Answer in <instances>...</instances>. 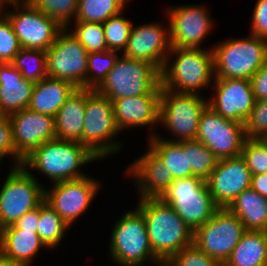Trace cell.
<instances>
[{
    "label": "cell",
    "instance_id": "obj_5",
    "mask_svg": "<svg viewBox=\"0 0 267 266\" xmlns=\"http://www.w3.org/2000/svg\"><path fill=\"white\" fill-rule=\"evenodd\" d=\"M230 39L212 49L215 78L249 79L267 61V39L250 34Z\"/></svg>",
    "mask_w": 267,
    "mask_h": 266
},
{
    "label": "cell",
    "instance_id": "obj_38",
    "mask_svg": "<svg viewBox=\"0 0 267 266\" xmlns=\"http://www.w3.org/2000/svg\"><path fill=\"white\" fill-rule=\"evenodd\" d=\"M241 156L252 175L267 173V142L263 138L246 137Z\"/></svg>",
    "mask_w": 267,
    "mask_h": 266
},
{
    "label": "cell",
    "instance_id": "obj_13",
    "mask_svg": "<svg viewBox=\"0 0 267 266\" xmlns=\"http://www.w3.org/2000/svg\"><path fill=\"white\" fill-rule=\"evenodd\" d=\"M245 139L244 124L222 117L208 105L202 111L195 140L219 160L241 155Z\"/></svg>",
    "mask_w": 267,
    "mask_h": 266
},
{
    "label": "cell",
    "instance_id": "obj_42",
    "mask_svg": "<svg viewBox=\"0 0 267 266\" xmlns=\"http://www.w3.org/2000/svg\"><path fill=\"white\" fill-rule=\"evenodd\" d=\"M14 157L15 166H22L23 159L16 153L9 115L0 114V159Z\"/></svg>",
    "mask_w": 267,
    "mask_h": 266
},
{
    "label": "cell",
    "instance_id": "obj_49",
    "mask_svg": "<svg viewBox=\"0 0 267 266\" xmlns=\"http://www.w3.org/2000/svg\"><path fill=\"white\" fill-rule=\"evenodd\" d=\"M156 264H158V266H173L169 260H160Z\"/></svg>",
    "mask_w": 267,
    "mask_h": 266
},
{
    "label": "cell",
    "instance_id": "obj_17",
    "mask_svg": "<svg viewBox=\"0 0 267 266\" xmlns=\"http://www.w3.org/2000/svg\"><path fill=\"white\" fill-rule=\"evenodd\" d=\"M167 13L171 47L199 49L213 25L205 7L182 5Z\"/></svg>",
    "mask_w": 267,
    "mask_h": 266
},
{
    "label": "cell",
    "instance_id": "obj_50",
    "mask_svg": "<svg viewBox=\"0 0 267 266\" xmlns=\"http://www.w3.org/2000/svg\"><path fill=\"white\" fill-rule=\"evenodd\" d=\"M263 139L267 142V134L265 135V137Z\"/></svg>",
    "mask_w": 267,
    "mask_h": 266
},
{
    "label": "cell",
    "instance_id": "obj_48",
    "mask_svg": "<svg viewBox=\"0 0 267 266\" xmlns=\"http://www.w3.org/2000/svg\"><path fill=\"white\" fill-rule=\"evenodd\" d=\"M29 0H0V5L2 9L4 8V5L6 4H17V3H27Z\"/></svg>",
    "mask_w": 267,
    "mask_h": 266
},
{
    "label": "cell",
    "instance_id": "obj_40",
    "mask_svg": "<svg viewBox=\"0 0 267 266\" xmlns=\"http://www.w3.org/2000/svg\"><path fill=\"white\" fill-rule=\"evenodd\" d=\"M247 138H264L267 134V99L257 100L244 123Z\"/></svg>",
    "mask_w": 267,
    "mask_h": 266
},
{
    "label": "cell",
    "instance_id": "obj_20",
    "mask_svg": "<svg viewBox=\"0 0 267 266\" xmlns=\"http://www.w3.org/2000/svg\"><path fill=\"white\" fill-rule=\"evenodd\" d=\"M171 50L169 28L165 29L160 24L150 23L132 26L128 43L124 53L125 57L145 61L153 64L159 71Z\"/></svg>",
    "mask_w": 267,
    "mask_h": 266
},
{
    "label": "cell",
    "instance_id": "obj_9",
    "mask_svg": "<svg viewBox=\"0 0 267 266\" xmlns=\"http://www.w3.org/2000/svg\"><path fill=\"white\" fill-rule=\"evenodd\" d=\"M23 166H14L0 189V229L14 224L45 200V188Z\"/></svg>",
    "mask_w": 267,
    "mask_h": 266
},
{
    "label": "cell",
    "instance_id": "obj_1",
    "mask_svg": "<svg viewBox=\"0 0 267 266\" xmlns=\"http://www.w3.org/2000/svg\"><path fill=\"white\" fill-rule=\"evenodd\" d=\"M137 209L144 215L151 249L159 260L168 261L193 243V232L171 205L160 198H143Z\"/></svg>",
    "mask_w": 267,
    "mask_h": 266
},
{
    "label": "cell",
    "instance_id": "obj_23",
    "mask_svg": "<svg viewBox=\"0 0 267 266\" xmlns=\"http://www.w3.org/2000/svg\"><path fill=\"white\" fill-rule=\"evenodd\" d=\"M34 86L11 63H0V114L11 115L27 109Z\"/></svg>",
    "mask_w": 267,
    "mask_h": 266
},
{
    "label": "cell",
    "instance_id": "obj_10",
    "mask_svg": "<svg viewBox=\"0 0 267 266\" xmlns=\"http://www.w3.org/2000/svg\"><path fill=\"white\" fill-rule=\"evenodd\" d=\"M245 231L244 224L234 213L228 208H218L193 232V244L224 265Z\"/></svg>",
    "mask_w": 267,
    "mask_h": 266
},
{
    "label": "cell",
    "instance_id": "obj_36",
    "mask_svg": "<svg viewBox=\"0 0 267 266\" xmlns=\"http://www.w3.org/2000/svg\"><path fill=\"white\" fill-rule=\"evenodd\" d=\"M120 15L121 13L112 16L102 23L105 41L110 51L124 52L133 26L129 20Z\"/></svg>",
    "mask_w": 267,
    "mask_h": 266
},
{
    "label": "cell",
    "instance_id": "obj_4",
    "mask_svg": "<svg viewBox=\"0 0 267 266\" xmlns=\"http://www.w3.org/2000/svg\"><path fill=\"white\" fill-rule=\"evenodd\" d=\"M95 90L110 101L145 94H161L160 71L151 63L122 55Z\"/></svg>",
    "mask_w": 267,
    "mask_h": 266
},
{
    "label": "cell",
    "instance_id": "obj_12",
    "mask_svg": "<svg viewBox=\"0 0 267 266\" xmlns=\"http://www.w3.org/2000/svg\"><path fill=\"white\" fill-rule=\"evenodd\" d=\"M88 54L67 28H63L46 50L47 76L87 88Z\"/></svg>",
    "mask_w": 267,
    "mask_h": 266
},
{
    "label": "cell",
    "instance_id": "obj_41",
    "mask_svg": "<svg viewBox=\"0 0 267 266\" xmlns=\"http://www.w3.org/2000/svg\"><path fill=\"white\" fill-rule=\"evenodd\" d=\"M169 261L173 266H223L193 243L177 252Z\"/></svg>",
    "mask_w": 267,
    "mask_h": 266
},
{
    "label": "cell",
    "instance_id": "obj_8",
    "mask_svg": "<svg viewBox=\"0 0 267 266\" xmlns=\"http://www.w3.org/2000/svg\"><path fill=\"white\" fill-rule=\"evenodd\" d=\"M110 241V255L122 266H139L147 259L160 261L153 253L146 230L144 215L128 211L116 222Z\"/></svg>",
    "mask_w": 267,
    "mask_h": 266
},
{
    "label": "cell",
    "instance_id": "obj_14",
    "mask_svg": "<svg viewBox=\"0 0 267 266\" xmlns=\"http://www.w3.org/2000/svg\"><path fill=\"white\" fill-rule=\"evenodd\" d=\"M10 5L15 6L17 10L10 14L6 12L5 16L11 22L21 47L46 51L55 42L63 27L29 2ZM19 7L24 11L19 10Z\"/></svg>",
    "mask_w": 267,
    "mask_h": 266
},
{
    "label": "cell",
    "instance_id": "obj_39",
    "mask_svg": "<svg viewBox=\"0 0 267 266\" xmlns=\"http://www.w3.org/2000/svg\"><path fill=\"white\" fill-rule=\"evenodd\" d=\"M0 63H11L22 49L9 19L0 13Z\"/></svg>",
    "mask_w": 267,
    "mask_h": 266
},
{
    "label": "cell",
    "instance_id": "obj_29",
    "mask_svg": "<svg viewBox=\"0 0 267 266\" xmlns=\"http://www.w3.org/2000/svg\"><path fill=\"white\" fill-rule=\"evenodd\" d=\"M152 134L148 139L150 148L160 157L162 162L171 171L174 179L194 176L189 165L188 152H185V141L173 142L171 139H162Z\"/></svg>",
    "mask_w": 267,
    "mask_h": 266
},
{
    "label": "cell",
    "instance_id": "obj_35",
    "mask_svg": "<svg viewBox=\"0 0 267 266\" xmlns=\"http://www.w3.org/2000/svg\"><path fill=\"white\" fill-rule=\"evenodd\" d=\"M28 2L67 29L71 17H75L77 13L78 0H29Z\"/></svg>",
    "mask_w": 267,
    "mask_h": 266
},
{
    "label": "cell",
    "instance_id": "obj_6",
    "mask_svg": "<svg viewBox=\"0 0 267 266\" xmlns=\"http://www.w3.org/2000/svg\"><path fill=\"white\" fill-rule=\"evenodd\" d=\"M159 198L173 207L192 232L206 223L219 208L206 180L197 176L175 179Z\"/></svg>",
    "mask_w": 267,
    "mask_h": 266
},
{
    "label": "cell",
    "instance_id": "obj_34",
    "mask_svg": "<svg viewBox=\"0 0 267 266\" xmlns=\"http://www.w3.org/2000/svg\"><path fill=\"white\" fill-rule=\"evenodd\" d=\"M117 54L110 50L88 54L87 88L96 89L102 83L115 66L119 58Z\"/></svg>",
    "mask_w": 267,
    "mask_h": 266
},
{
    "label": "cell",
    "instance_id": "obj_44",
    "mask_svg": "<svg viewBox=\"0 0 267 266\" xmlns=\"http://www.w3.org/2000/svg\"><path fill=\"white\" fill-rule=\"evenodd\" d=\"M250 82L256 101L267 99V61L260 70L250 78Z\"/></svg>",
    "mask_w": 267,
    "mask_h": 266
},
{
    "label": "cell",
    "instance_id": "obj_16",
    "mask_svg": "<svg viewBox=\"0 0 267 266\" xmlns=\"http://www.w3.org/2000/svg\"><path fill=\"white\" fill-rule=\"evenodd\" d=\"M251 171L239 155L220 159L206 179L209 192L219 208H227L233 200L251 186Z\"/></svg>",
    "mask_w": 267,
    "mask_h": 266
},
{
    "label": "cell",
    "instance_id": "obj_32",
    "mask_svg": "<svg viewBox=\"0 0 267 266\" xmlns=\"http://www.w3.org/2000/svg\"><path fill=\"white\" fill-rule=\"evenodd\" d=\"M11 64L21 72L24 79L34 83L47 77L46 51L22 48Z\"/></svg>",
    "mask_w": 267,
    "mask_h": 266
},
{
    "label": "cell",
    "instance_id": "obj_22",
    "mask_svg": "<svg viewBox=\"0 0 267 266\" xmlns=\"http://www.w3.org/2000/svg\"><path fill=\"white\" fill-rule=\"evenodd\" d=\"M160 96L161 94H145L113 100L119 130L159 123Z\"/></svg>",
    "mask_w": 267,
    "mask_h": 266
},
{
    "label": "cell",
    "instance_id": "obj_24",
    "mask_svg": "<svg viewBox=\"0 0 267 266\" xmlns=\"http://www.w3.org/2000/svg\"><path fill=\"white\" fill-rule=\"evenodd\" d=\"M41 247H46L37 232L17 228L14 224L0 229V255L13 262L30 266Z\"/></svg>",
    "mask_w": 267,
    "mask_h": 266
},
{
    "label": "cell",
    "instance_id": "obj_11",
    "mask_svg": "<svg viewBox=\"0 0 267 266\" xmlns=\"http://www.w3.org/2000/svg\"><path fill=\"white\" fill-rule=\"evenodd\" d=\"M208 101L199 94L178 93L162 88L159 123L176 134L173 142L195 140L199 118Z\"/></svg>",
    "mask_w": 267,
    "mask_h": 266
},
{
    "label": "cell",
    "instance_id": "obj_33",
    "mask_svg": "<svg viewBox=\"0 0 267 266\" xmlns=\"http://www.w3.org/2000/svg\"><path fill=\"white\" fill-rule=\"evenodd\" d=\"M192 174L206 180L216 168L218 158L200 141H185Z\"/></svg>",
    "mask_w": 267,
    "mask_h": 266
},
{
    "label": "cell",
    "instance_id": "obj_31",
    "mask_svg": "<svg viewBox=\"0 0 267 266\" xmlns=\"http://www.w3.org/2000/svg\"><path fill=\"white\" fill-rule=\"evenodd\" d=\"M69 225L45 201L40 205L37 233L46 248H54L62 240Z\"/></svg>",
    "mask_w": 267,
    "mask_h": 266
},
{
    "label": "cell",
    "instance_id": "obj_30",
    "mask_svg": "<svg viewBox=\"0 0 267 266\" xmlns=\"http://www.w3.org/2000/svg\"><path fill=\"white\" fill-rule=\"evenodd\" d=\"M127 0H78L75 22L103 23L122 13Z\"/></svg>",
    "mask_w": 267,
    "mask_h": 266
},
{
    "label": "cell",
    "instance_id": "obj_15",
    "mask_svg": "<svg viewBox=\"0 0 267 266\" xmlns=\"http://www.w3.org/2000/svg\"><path fill=\"white\" fill-rule=\"evenodd\" d=\"M51 190L45 189V202L69 225L90 206L97 194L99 183L87 176L53 183Z\"/></svg>",
    "mask_w": 267,
    "mask_h": 266
},
{
    "label": "cell",
    "instance_id": "obj_18",
    "mask_svg": "<svg viewBox=\"0 0 267 266\" xmlns=\"http://www.w3.org/2000/svg\"><path fill=\"white\" fill-rule=\"evenodd\" d=\"M16 153L24 159L38 146L56 139L55 117L23 109L9 115Z\"/></svg>",
    "mask_w": 267,
    "mask_h": 266
},
{
    "label": "cell",
    "instance_id": "obj_43",
    "mask_svg": "<svg viewBox=\"0 0 267 266\" xmlns=\"http://www.w3.org/2000/svg\"><path fill=\"white\" fill-rule=\"evenodd\" d=\"M252 18L251 34L267 39V0L256 2Z\"/></svg>",
    "mask_w": 267,
    "mask_h": 266
},
{
    "label": "cell",
    "instance_id": "obj_28",
    "mask_svg": "<svg viewBox=\"0 0 267 266\" xmlns=\"http://www.w3.org/2000/svg\"><path fill=\"white\" fill-rule=\"evenodd\" d=\"M244 224L246 230L267 231V198L249 188L227 207Z\"/></svg>",
    "mask_w": 267,
    "mask_h": 266
},
{
    "label": "cell",
    "instance_id": "obj_7",
    "mask_svg": "<svg viewBox=\"0 0 267 266\" xmlns=\"http://www.w3.org/2000/svg\"><path fill=\"white\" fill-rule=\"evenodd\" d=\"M118 132L113 102L95 89L86 88L82 145L98 159L104 158L120 149L121 143L111 140Z\"/></svg>",
    "mask_w": 267,
    "mask_h": 266
},
{
    "label": "cell",
    "instance_id": "obj_27",
    "mask_svg": "<svg viewBox=\"0 0 267 266\" xmlns=\"http://www.w3.org/2000/svg\"><path fill=\"white\" fill-rule=\"evenodd\" d=\"M223 266H267V231L246 230Z\"/></svg>",
    "mask_w": 267,
    "mask_h": 266
},
{
    "label": "cell",
    "instance_id": "obj_3",
    "mask_svg": "<svg viewBox=\"0 0 267 266\" xmlns=\"http://www.w3.org/2000/svg\"><path fill=\"white\" fill-rule=\"evenodd\" d=\"M176 54L170 65L167 59L160 71L161 88L178 93L198 94V89L206 87L214 75L213 53L201 48L171 47L168 56ZM197 91V92H196Z\"/></svg>",
    "mask_w": 267,
    "mask_h": 266
},
{
    "label": "cell",
    "instance_id": "obj_45",
    "mask_svg": "<svg viewBox=\"0 0 267 266\" xmlns=\"http://www.w3.org/2000/svg\"><path fill=\"white\" fill-rule=\"evenodd\" d=\"M39 217L40 206L25 213L14 223V225L21 230L28 229L32 230V232H37Z\"/></svg>",
    "mask_w": 267,
    "mask_h": 266
},
{
    "label": "cell",
    "instance_id": "obj_21",
    "mask_svg": "<svg viewBox=\"0 0 267 266\" xmlns=\"http://www.w3.org/2000/svg\"><path fill=\"white\" fill-rule=\"evenodd\" d=\"M139 186L140 199L159 198L175 180L160 157L149 147L128 169Z\"/></svg>",
    "mask_w": 267,
    "mask_h": 266
},
{
    "label": "cell",
    "instance_id": "obj_46",
    "mask_svg": "<svg viewBox=\"0 0 267 266\" xmlns=\"http://www.w3.org/2000/svg\"><path fill=\"white\" fill-rule=\"evenodd\" d=\"M250 188L267 198V173L252 175Z\"/></svg>",
    "mask_w": 267,
    "mask_h": 266
},
{
    "label": "cell",
    "instance_id": "obj_2",
    "mask_svg": "<svg viewBox=\"0 0 267 266\" xmlns=\"http://www.w3.org/2000/svg\"><path fill=\"white\" fill-rule=\"evenodd\" d=\"M97 159L79 142L54 139L34 149L22 166L39 170L55 183L87 176L79 167Z\"/></svg>",
    "mask_w": 267,
    "mask_h": 266
},
{
    "label": "cell",
    "instance_id": "obj_47",
    "mask_svg": "<svg viewBox=\"0 0 267 266\" xmlns=\"http://www.w3.org/2000/svg\"><path fill=\"white\" fill-rule=\"evenodd\" d=\"M0 266H24V265L13 262V261L6 259L0 255Z\"/></svg>",
    "mask_w": 267,
    "mask_h": 266
},
{
    "label": "cell",
    "instance_id": "obj_37",
    "mask_svg": "<svg viewBox=\"0 0 267 266\" xmlns=\"http://www.w3.org/2000/svg\"><path fill=\"white\" fill-rule=\"evenodd\" d=\"M71 34L84 46L88 53L108 50L102 23L75 22Z\"/></svg>",
    "mask_w": 267,
    "mask_h": 266
},
{
    "label": "cell",
    "instance_id": "obj_26",
    "mask_svg": "<svg viewBox=\"0 0 267 266\" xmlns=\"http://www.w3.org/2000/svg\"><path fill=\"white\" fill-rule=\"evenodd\" d=\"M76 88L70 81L47 76L35 83L28 109L55 117Z\"/></svg>",
    "mask_w": 267,
    "mask_h": 266
},
{
    "label": "cell",
    "instance_id": "obj_25",
    "mask_svg": "<svg viewBox=\"0 0 267 266\" xmlns=\"http://www.w3.org/2000/svg\"><path fill=\"white\" fill-rule=\"evenodd\" d=\"M86 88L77 87L55 115L56 139L82 144Z\"/></svg>",
    "mask_w": 267,
    "mask_h": 266
},
{
    "label": "cell",
    "instance_id": "obj_19",
    "mask_svg": "<svg viewBox=\"0 0 267 266\" xmlns=\"http://www.w3.org/2000/svg\"><path fill=\"white\" fill-rule=\"evenodd\" d=\"M216 98L208 101L222 117L244 124L256 99L249 79L214 78Z\"/></svg>",
    "mask_w": 267,
    "mask_h": 266
}]
</instances>
